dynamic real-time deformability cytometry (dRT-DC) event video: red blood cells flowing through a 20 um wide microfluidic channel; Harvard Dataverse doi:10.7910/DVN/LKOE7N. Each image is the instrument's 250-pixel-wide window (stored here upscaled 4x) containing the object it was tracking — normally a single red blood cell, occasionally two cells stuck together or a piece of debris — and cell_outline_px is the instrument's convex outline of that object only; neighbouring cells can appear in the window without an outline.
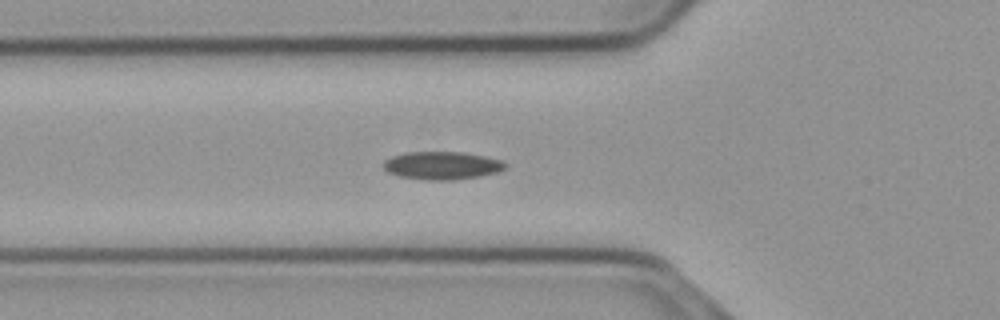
{"species": "common noctule bat (a hibernating species)", "species_latin": "Nyctalus noctula", "temperature_condition": "cold", "stored_images_in_passage": 39, "camera_frame_rate_fps": 3000, "um_per_image_px": 0.085, "animal": {"sex": "male", "body_mass_g": 23.1, "forearm_length_mm": 52.7}, "frame": {"image": 1, "passage_image": 2, "time_ms": 0.333, "image_size_px": [1000, 320], "cell_outline_px": [[508, 164], [504, 168], [496, 172], [480, 176], [456, 180], [424, 180], [400, 176], [388, 172], [380, 164], [384, 160], [392, 156], [404, 152], [464, 152], [484, 156], [500, 160]], "centroid_in_image_um": [37.53, 14.07], "position_along_channel_um": 88.3, "area_um2": 19.94}}
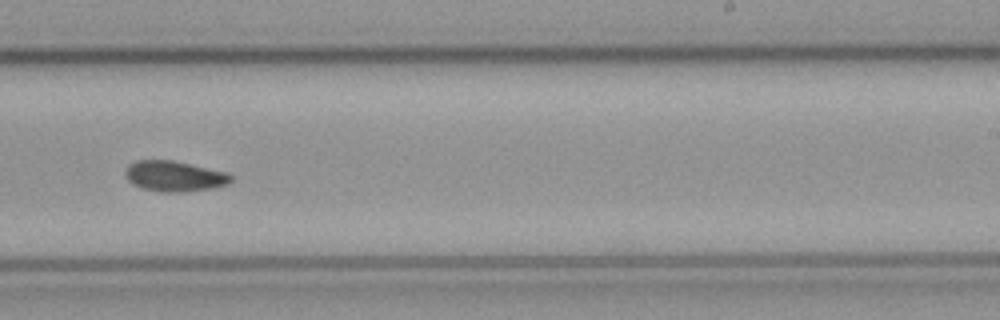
{"frame": {"image": 2, "passage_image": 17, "time_ms": 5.333, "image_size_px": [1000, 320], "cell_outline_px": [[232, 180], [228, 184], [216, 188], [184, 192], [160, 192], [140, 188], [132, 184], [124, 176], [124, 172], [128, 164], [136, 160], [172, 160], [228, 172], [232, 176]], "centroid_in_image_um": [14.81, 14.98], "position_along_channel_um": 274.2, "area_um2": 19.19}}
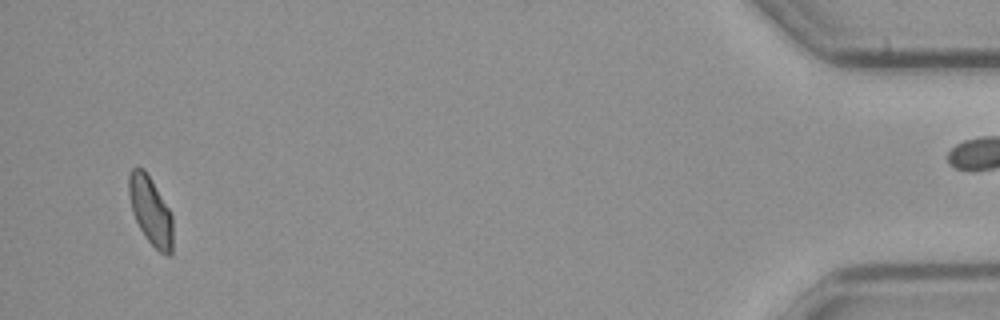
{"frame": {"image": 3, "passage_image": 36, "time_ms": 11.667, "image_size_px": [1000, 320], "cell_outline_px": [[172, 256], [168, 256], [160, 252], [148, 240], [140, 228], [132, 212], [128, 192], [128, 176], [132, 168], [136, 164], [144, 168], [168, 208], [172, 216]], "centroid_in_image_um": [12.78, 17.88], "position_along_channel_um": 422.4, "area_um2": 17.4}}